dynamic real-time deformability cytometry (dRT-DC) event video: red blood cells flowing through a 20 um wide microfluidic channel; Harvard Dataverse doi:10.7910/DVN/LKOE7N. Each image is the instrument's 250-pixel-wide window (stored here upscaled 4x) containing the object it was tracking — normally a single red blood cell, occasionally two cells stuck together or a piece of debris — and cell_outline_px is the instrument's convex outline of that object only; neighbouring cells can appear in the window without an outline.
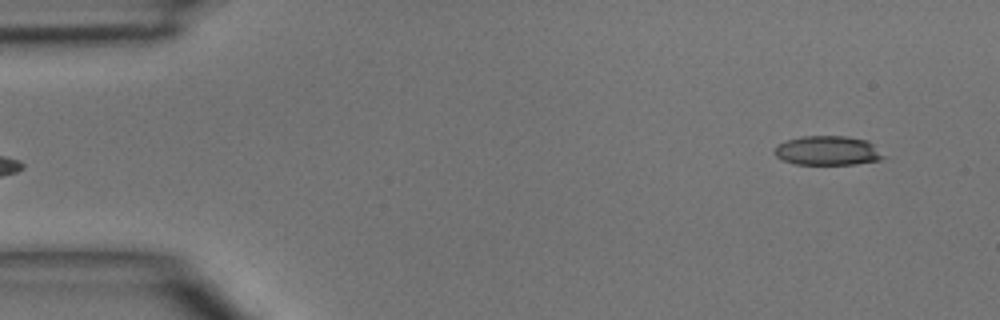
{"species": "common noctule bat (a hibernating species)", "species_latin": "Nyctalus noctula", "temperature_condition": "room temperature", "stored_images_in_passage": 4, "segment_of_instrument_passage": [2, 2], "camera_frame_rate_fps": 3000, "um_per_image_px": 0.085, "animal": {"sex": "male", "body_mass_g": 15.6}, "frame": {"image": 1, "passage_image": 4, "time_ms": 4.333, "image_size_px": [1000, 320], "cell_outline_px": [[888, 156], [880, 160], [856, 164], [796, 164], [784, 160], [776, 156], [772, 152], [780, 144], [788, 140], [800, 136], [848, 136], [868, 140]], "centroid_in_image_um": [70.42, 12.8], "position_along_channel_um": 14.6, "area_um2": 18.73}}